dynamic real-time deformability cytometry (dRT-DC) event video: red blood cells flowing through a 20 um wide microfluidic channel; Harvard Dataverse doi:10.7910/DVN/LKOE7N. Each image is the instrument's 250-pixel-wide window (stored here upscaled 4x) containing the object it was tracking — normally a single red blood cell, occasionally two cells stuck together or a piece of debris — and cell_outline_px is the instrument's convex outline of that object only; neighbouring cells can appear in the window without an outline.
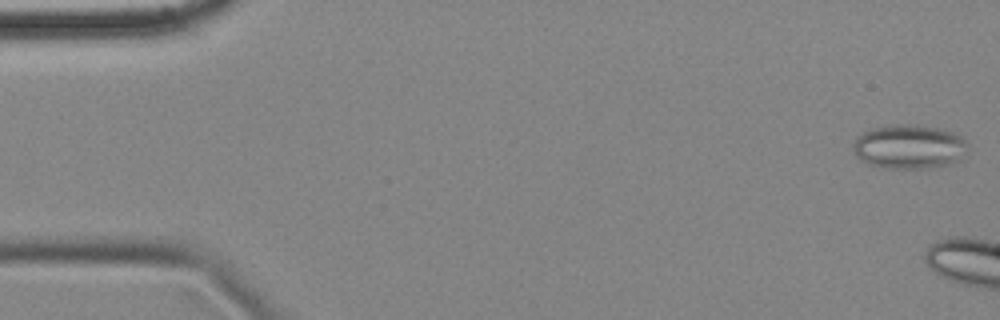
{"species": "common noctule bat (a hibernating species)", "species_latin": "Nyctalus noctula", "temperature_condition": "cold", "stored_images_in_passage": 8, "camera_frame_rate_fps": 3000, "um_per_image_px": 0.085, "animal": {"sex": "female", "body_mass_g": 18.4}, "frame": {"image": 1, "passage_image": 1, "time_ms": 0.0, "image_size_px": [1000, 320], "cell_outline_px": [[968, 144], [960, 160], [944, 164], [920, 168], [880, 168], [868, 164], [860, 160], [856, 156], [852, 148], [852, 144], [856, 136], [860, 132], [868, 128], [884, 124], [916, 124], [940, 128], [964, 136]], "centroid_in_image_um": [77.2, 12.43], "position_along_channel_um": 7.8, "area_um2": 30.11}}